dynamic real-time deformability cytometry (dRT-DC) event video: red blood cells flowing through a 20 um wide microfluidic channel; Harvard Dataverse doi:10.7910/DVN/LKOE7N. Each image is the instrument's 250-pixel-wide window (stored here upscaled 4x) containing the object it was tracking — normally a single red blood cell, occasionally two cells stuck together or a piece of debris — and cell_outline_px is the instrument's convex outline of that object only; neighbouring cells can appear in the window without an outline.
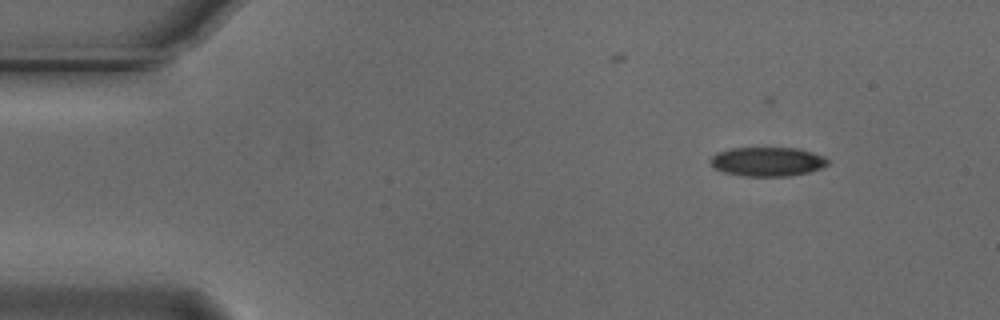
{"species": "Egyptian fruit bat (a non-hibernating species)", "species_latin": "Rousettus aegyptiacus", "temperature_condition": "cold", "stored_images_in_passage": 50, "camera_frame_rate_fps": 3000, "um_per_image_px": 0.085, "animal": {"sex": "male"}, "frame": {"image": 1, "passage_image": 1, "time_ms": 0.0, "image_size_px": [1000, 320], "cell_outline_px": [[828, 164], [820, 168], [808, 172], [788, 176], [744, 176], [724, 172], [716, 168], [708, 160], [716, 152], [728, 148], [800, 148], [824, 156], [828, 160]], "centroid_in_image_um": [65.21, 13.73], "position_along_channel_um": 19.8, "area_um2": 19.94}}
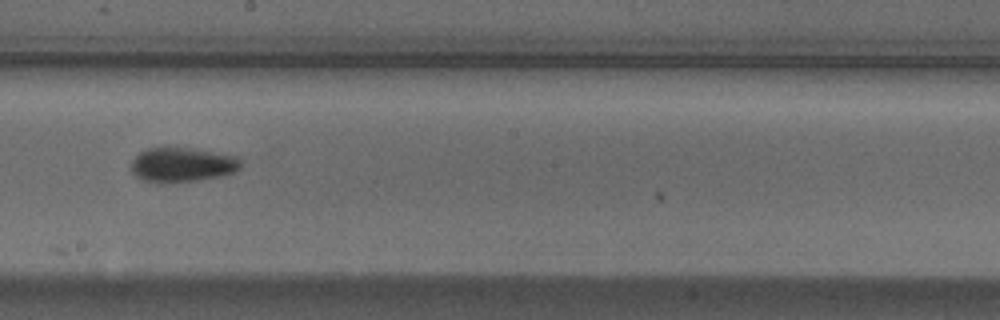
{"frame": {"image": 2, "passage_image": 25, "time_ms": 8.0, "image_size_px": [1000, 320], "cell_outline_px": [[244, 164], [236, 172], [224, 176], [200, 180], [160, 184], [140, 180], [128, 168], [132, 160], [140, 152], [148, 148], [164, 144], [192, 148], [240, 156]], "centroid_in_image_um": [15.49, 13.98], "position_along_channel_um": 232.7, "area_um2": 23.47}}
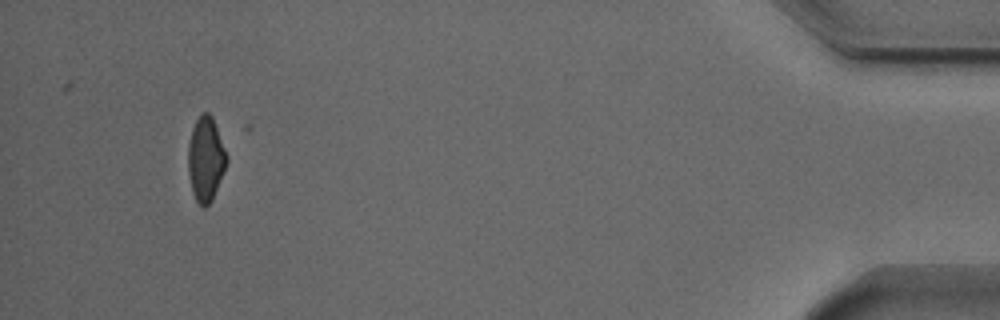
{"frame": {"image": 3, "passage_image": 46, "time_ms": 15.0, "image_size_px": [1000, 320], "cell_outline_px": [[228, 160], [212, 200], [204, 208], [196, 200], [192, 192], [188, 172], [188, 144], [192, 128], [200, 112], [208, 112], [212, 116], [228, 156]], "centroid_in_image_um": [17.48, 13.49], "position_along_channel_um": 417.7, "area_um2": 18.96}, "authors_computed_cell_mechanics": {"area_um2": 20.519, "velocity_mm_per_s": 3.7285, "shape_relaxation_time_tau1_ms": null, "shape_relaxation_time_tau2_ms": 3.0705, "deformation_change_tau1": null, "deformation_change_tau2": 0.0721}}